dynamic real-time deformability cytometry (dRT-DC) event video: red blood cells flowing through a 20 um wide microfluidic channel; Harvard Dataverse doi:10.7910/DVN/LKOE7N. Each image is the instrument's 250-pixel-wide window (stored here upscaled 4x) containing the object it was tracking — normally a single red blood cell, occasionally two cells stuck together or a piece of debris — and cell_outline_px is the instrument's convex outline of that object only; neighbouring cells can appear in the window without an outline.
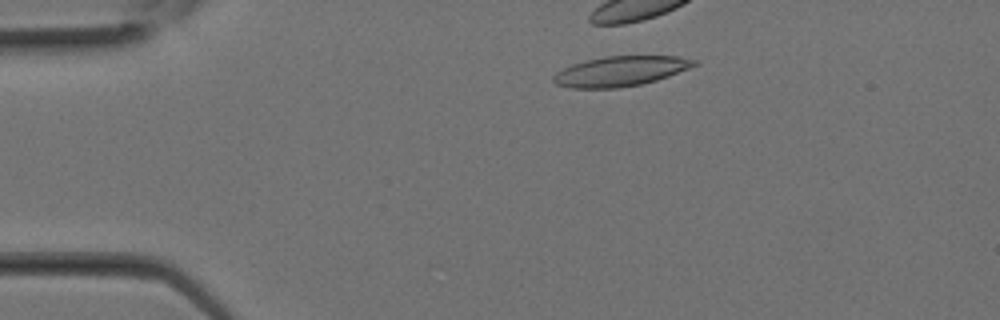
{"species": "Egyptian fruit bat (a non-hibernating species)", "species_latin": "Rousettus aegyptiacus", "temperature_condition": "room temperature", "stored_images_in_passage": 11, "camera_frame_rate_fps": 3000, "um_per_image_px": 0.085, "animal": {"sex": "female"}, "frame": {"image": 1, "passage_image": 5, "time_ms": 1.333, "image_size_px": [1000, 320], "cell_outline_px": [[700, 64], [668, 76], [656, 80], [640, 84], [620, 88], [572, 88], [556, 84], [552, 80], [552, 76], [556, 72], [572, 64], [604, 56], [676, 56], [700, 60]], "centroid_in_image_um": [52.76, 6.05], "position_along_channel_um": 32.2, "area_um2": 24.62}}
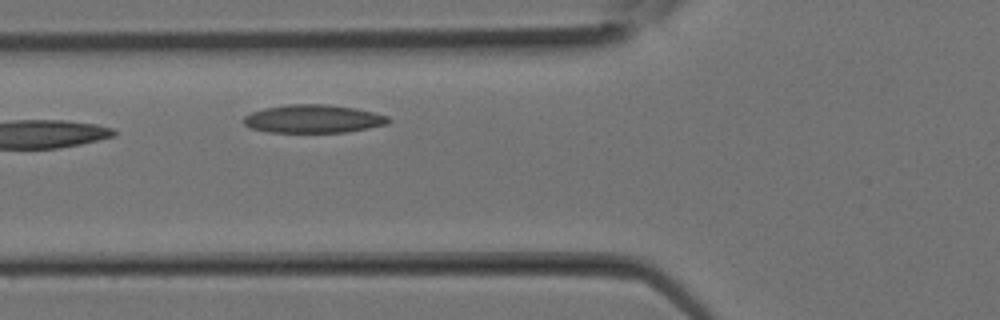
{"frame": {"image": 2, "passage_image": 11, "time_ms": 3.333, "image_size_px": [1000, 320], "cell_outline_px": [[392, 120], [388, 124], [348, 132], [268, 132], [248, 128], [244, 124], [244, 116], [252, 112], [264, 108], [288, 104], [328, 104], [356, 108], [388, 116]], "centroid_in_image_um": [26.63, 10.1], "position_along_channel_um": 99.2, "area_um2": 23.93}}